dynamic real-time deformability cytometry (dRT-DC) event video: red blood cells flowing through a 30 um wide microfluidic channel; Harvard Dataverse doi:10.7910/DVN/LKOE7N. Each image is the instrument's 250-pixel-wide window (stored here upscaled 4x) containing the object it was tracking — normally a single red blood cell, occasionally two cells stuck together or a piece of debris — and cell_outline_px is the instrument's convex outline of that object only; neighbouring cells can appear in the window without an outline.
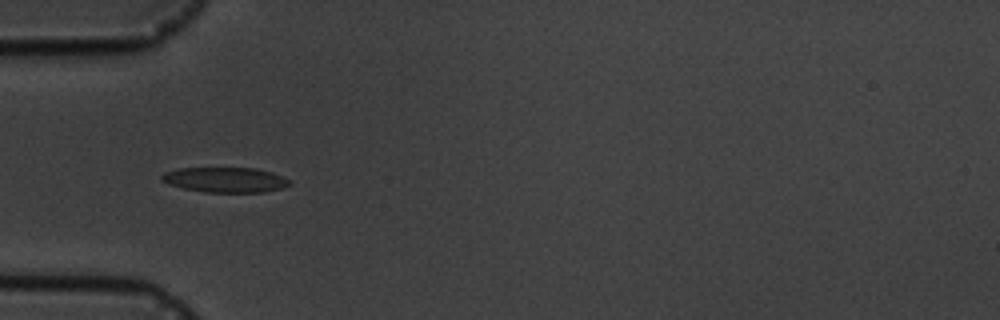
{"species": "common noctule bat (a hibernating species)", "species_latin": "Nyctalus noctula", "temperature_condition": "cold", "stored_images_in_passage": 7, "camera_frame_rate_fps": 3000, "um_per_image_px": 0.085, "animal": {"sex": "male", "body_mass_g": 19.5, "forearm_length_mm": 54.6}, "frame": {"image": 1, "passage_image": 1, "time_ms": 0.0, "image_size_px": [1000, 320], "cell_outline_px": [[292, 184], [284, 188], [264, 192], [204, 192], [184, 188], [168, 184], [160, 180], [160, 176], [164, 172], [180, 168], [256, 168], [272, 172], [288, 180]], "centroid_in_image_um": [19.13, 15.28], "position_along_channel_um": 65.9, "area_um2": 18.73}}
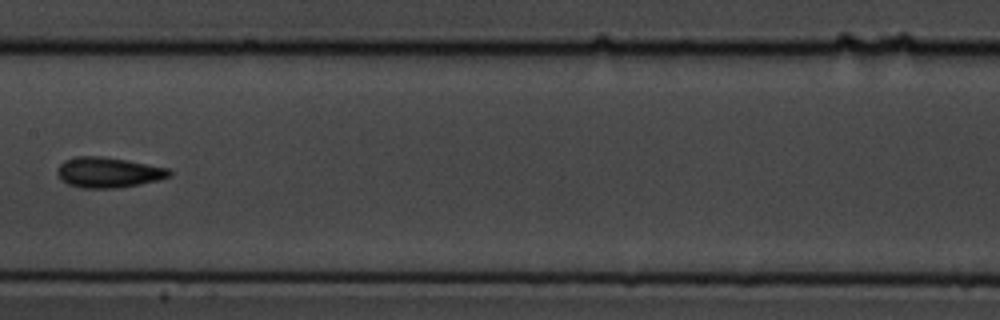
{"frame": {"image": 2, "passage_image": 4, "time_ms": 3.667, "image_size_px": [1000, 320], "cell_outline_px": [[172, 176], [156, 180], [116, 188], [80, 188], [68, 184], [60, 180], [56, 172], [56, 168], [64, 160], [76, 156], [104, 156], [128, 160], [168, 168], [172, 172]], "centroid_in_image_um": [9.16, 14.64], "position_along_channel_um": 198.2, "area_um2": 19.94}}
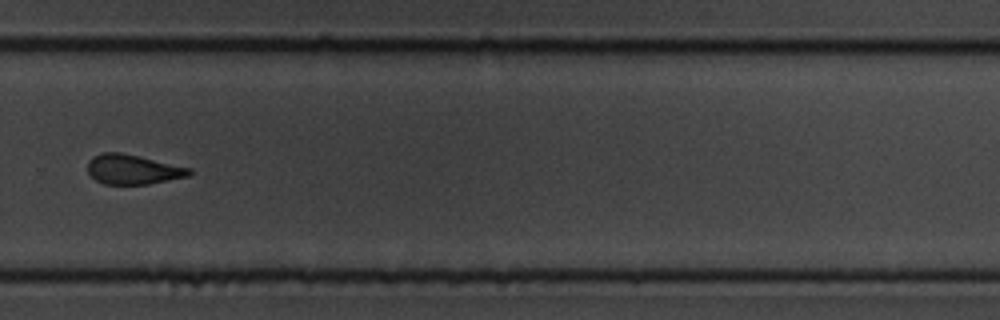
{"frame": {"image": 3, "passage_image": 7, "time_ms": 7.0, "image_size_px": [1000, 320], "cell_outline_px": [[192, 172], [188, 176], [148, 184], [104, 184], [96, 180], [88, 172], [88, 160], [92, 156], [104, 152], [120, 152], [192, 168]], "centroid_in_image_um": [11.28, 14.39], "position_along_channel_um": 318.5, "area_um2": 17.51}}